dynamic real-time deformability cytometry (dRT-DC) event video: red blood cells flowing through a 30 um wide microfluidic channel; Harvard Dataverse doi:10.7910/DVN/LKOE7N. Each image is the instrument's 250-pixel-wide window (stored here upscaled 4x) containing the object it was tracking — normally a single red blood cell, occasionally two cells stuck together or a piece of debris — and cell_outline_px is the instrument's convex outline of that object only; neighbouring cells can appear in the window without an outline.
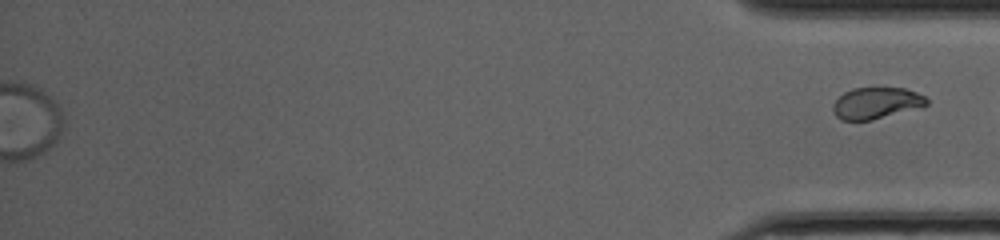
{"species": "common noctule bat (a hibernating species)", "species_latin": "Nyctalus noctula", "temperature_condition": "cold", "stored_images_in_passage": 37, "segment_of_instrument_passage": [2, 2], "camera_frame_rate_fps": 3000, "um_per_image_px": 0.085, "animal": {"sex": "female", "body_mass_g": 20.0, "forearm_length_mm": 54.0}, "frame": {"image": 1, "passage_image": 37, "time_ms": 12.0, "image_size_px": [1000, 240], "cell_outline_px": [[928, 104], [872, 120], [840, 120], [836, 116], [832, 108], [832, 104], [844, 92], [852, 88], [904, 88], [916, 92], [924, 96], [928, 100]], "centroid_in_image_um": [74.43, 8.75], "position_along_channel_um": 360.8, "area_um2": 16.88}}